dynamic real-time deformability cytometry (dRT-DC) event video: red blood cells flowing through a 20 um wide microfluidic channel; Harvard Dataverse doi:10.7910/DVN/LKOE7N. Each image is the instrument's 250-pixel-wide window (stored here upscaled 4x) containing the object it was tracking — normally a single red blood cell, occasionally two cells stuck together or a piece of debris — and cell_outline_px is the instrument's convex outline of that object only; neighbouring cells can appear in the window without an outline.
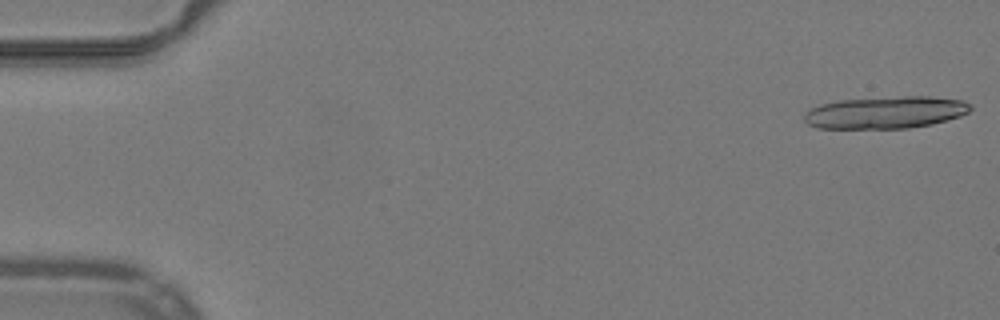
{"species": "common noctule bat (a hibernating species)", "species_latin": "Nyctalus noctula", "temperature_condition": "warm", "stored_images_in_passage": 17, "camera_frame_rate_fps": 3000, "um_per_image_px": 0.085, "animal": {"sex": "male", "body_mass_g": 19.2, "forearm_length_mm": 51.8}, "frame": {"image": 1, "passage_image": 1, "time_ms": 0.0, "image_size_px": [1000, 320], "cell_outline_px": [[972, 108], [968, 112], [960, 116], [932, 124], [908, 128], [816, 128], [808, 124], [804, 120], [804, 112], [820, 104], [840, 100], [900, 96], [928, 96], [964, 100], [972, 104]], "centroid_in_image_um": [75.29, 9.55], "position_along_channel_um": 9.7, "area_um2": 31.27}}